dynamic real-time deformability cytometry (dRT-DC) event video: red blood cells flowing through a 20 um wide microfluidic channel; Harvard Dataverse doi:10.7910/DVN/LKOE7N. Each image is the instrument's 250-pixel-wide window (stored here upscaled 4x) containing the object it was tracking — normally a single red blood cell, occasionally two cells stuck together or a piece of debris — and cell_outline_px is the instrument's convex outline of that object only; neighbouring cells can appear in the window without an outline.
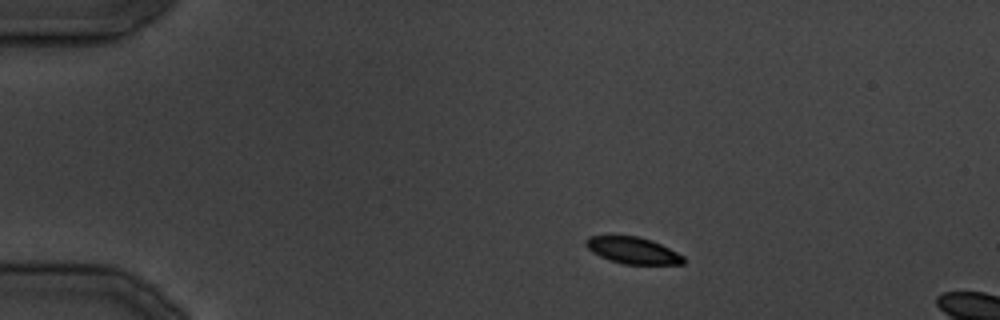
{"species": "common noctule bat (a hibernating species)", "species_latin": "Nyctalus noctula", "temperature_condition": "cold", "stored_images_in_passage": 5, "camera_frame_rate_fps": 3000, "um_per_image_px": 0.085, "animal": {"sex": "male", "body_mass_g": 19.5, "forearm_length_mm": 54.6}, "frame": {"image": 1, "passage_image": 1, "time_ms": 0.0, "image_size_px": [1000, 320], "cell_outline_px": [[688, 260], [684, 264], [624, 264], [608, 260], [592, 252], [584, 244], [584, 240], [588, 236], [636, 236], [652, 240], [684, 256]], "centroid_in_image_um": [53.79, 21.29], "position_along_channel_um": 31.2, "area_um2": 15.2}}